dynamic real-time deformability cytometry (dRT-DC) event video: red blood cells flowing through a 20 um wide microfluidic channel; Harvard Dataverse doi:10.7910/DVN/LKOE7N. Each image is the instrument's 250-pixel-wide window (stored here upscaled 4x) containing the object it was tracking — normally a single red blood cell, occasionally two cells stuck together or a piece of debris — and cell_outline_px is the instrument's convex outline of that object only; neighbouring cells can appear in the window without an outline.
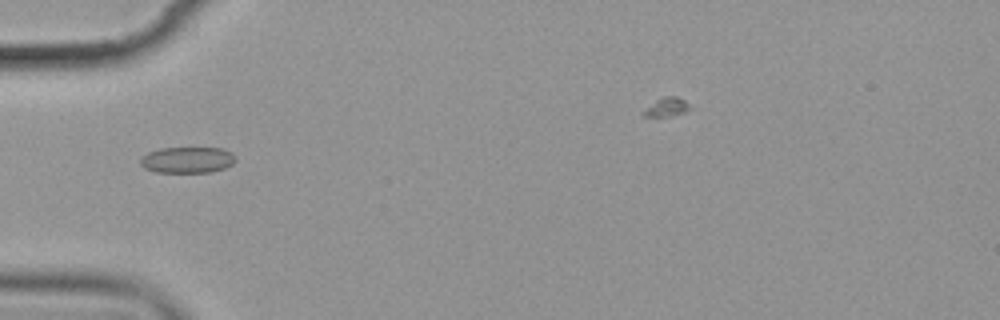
{"species": "common noctule bat (a hibernating species)", "species_latin": "Nyctalus noctula", "temperature_condition": "cold", "stored_images_in_passage": 5, "camera_frame_rate_fps": 3000, "um_per_image_px": 0.085, "animal": {"sex": "female", "body_mass_g": 19.9}, "frame": {"image": 1, "passage_image": 3, "time_ms": 3.333, "image_size_px": [1000, 320], "cell_outline_px": [[236, 160], [232, 164], [224, 168], [208, 172], [156, 172], [144, 168], [140, 164], [140, 156], [148, 152], [160, 148], [224, 148], [232, 152], [236, 156]], "centroid_in_image_um": [15.92, 13.58], "position_along_channel_um": 69.1, "area_um2": 14.62}}
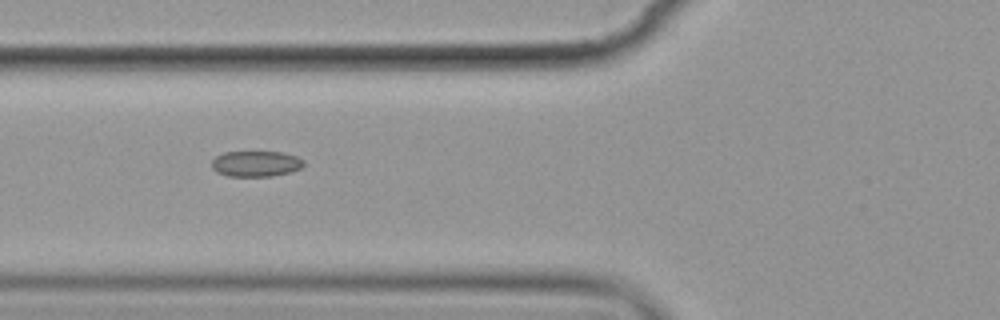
{"frame": {"image": 2, "passage_image": 4, "time_ms": 4.333, "image_size_px": [1000, 320], "cell_outline_px": [[304, 164], [300, 168], [288, 172], [272, 176], [228, 176], [216, 172], [212, 168], [212, 160], [216, 156], [224, 152], [284, 152], [296, 156], [304, 160]], "centroid_in_image_um": [21.73, 13.91], "position_along_channel_um": 104.1, "area_um2": 13.76}}
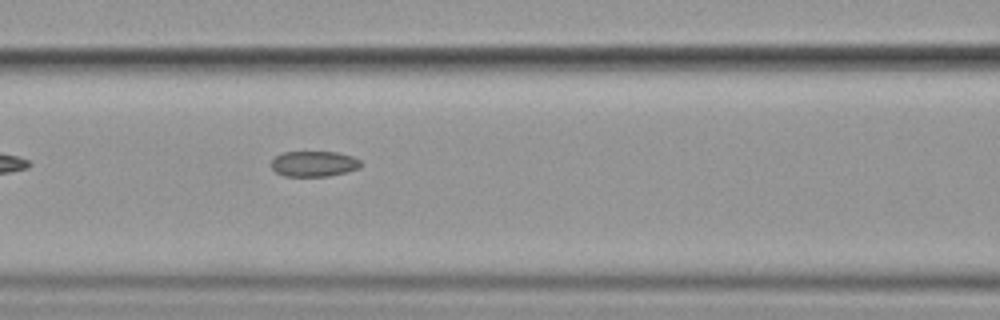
{"frame": {"image": 3, "passage_image": 5, "time_ms": 5.333, "image_size_px": [1000, 320], "cell_outline_px": [[360, 168], [328, 176], [284, 176], [276, 172], [272, 168], [272, 160], [276, 156], [284, 152], [336, 152], [352, 156], [360, 160]], "centroid_in_image_um": [26.68, 13.92], "position_along_channel_um": 139.9, "area_um2": 13.18}}